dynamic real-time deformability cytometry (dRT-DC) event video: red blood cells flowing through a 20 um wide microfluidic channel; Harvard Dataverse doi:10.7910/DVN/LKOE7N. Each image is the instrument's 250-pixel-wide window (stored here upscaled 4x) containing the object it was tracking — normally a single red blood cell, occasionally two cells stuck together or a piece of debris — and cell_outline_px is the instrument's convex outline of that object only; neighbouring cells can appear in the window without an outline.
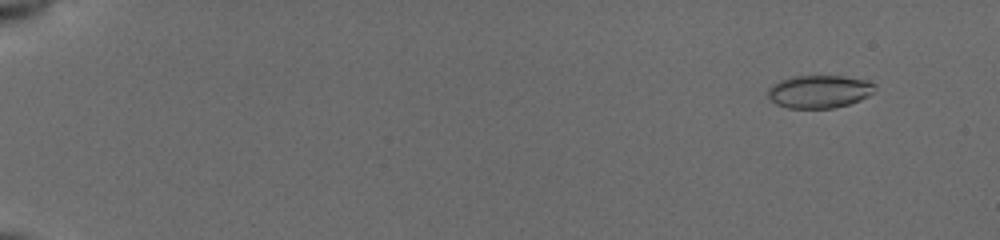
{"species": "common noctule bat (a hibernating species)", "species_latin": "Nyctalus noctula", "temperature_condition": "cold", "stored_images_in_passage": 12, "camera_frame_rate_fps": 3000, "um_per_image_px": 0.085, "animal": {"sex": "female", "body_mass_g": 19.5, "forearm_length_mm": 54.1}, "frame": {"image": 1, "passage_image": 1, "time_ms": 0.0, "image_size_px": [1000, 240], "cell_outline_px": [[876, 88], [868, 96], [860, 100], [848, 104], [832, 108], [788, 108], [776, 104], [768, 96], [768, 88], [772, 84], [780, 80], [792, 76], [844, 76], [868, 80], [876, 84]], "centroid_in_image_um": [69.64, 7.77], "position_along_channel_um": 15.4, "area_um2": 20.58}}